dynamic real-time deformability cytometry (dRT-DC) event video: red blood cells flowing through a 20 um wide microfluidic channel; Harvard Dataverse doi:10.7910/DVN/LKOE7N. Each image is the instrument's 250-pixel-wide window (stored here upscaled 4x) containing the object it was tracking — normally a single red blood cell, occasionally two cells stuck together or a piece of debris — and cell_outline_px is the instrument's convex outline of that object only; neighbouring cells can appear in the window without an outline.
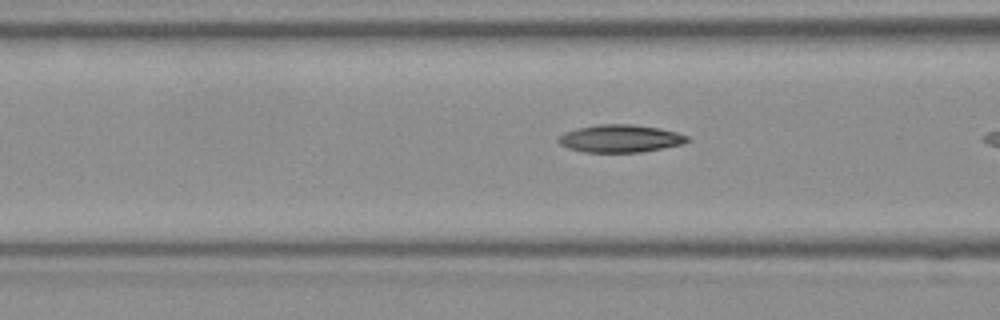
{"species": "Egyptian fruit bat (a non-hibernating species)", "species_latin": "Rousettus aegyptiacus", "temperature_condition": "room temperature", "stored_images_in_passage": 12, "camera_frame_rate_fps": 3000, "um_per_image_px": 0.085, "frame": {"image": 1, "passage_image": 10, "time_ms": 3.0, "image_size_px": [1000, 320], "cell_outline_px": [[692, 140], [684, 144], [640, 152], [584, 152], [568, 148], [560, 144], [556, 140], [564, 132], [576, 128], [596, 124], [632, 124], [660, 128], [676, 132], [688, 136]], "centroid_in_image_um": [52.73, 11.77], "position_along_channel_um": 113.9, "area_um2": 20.92}}